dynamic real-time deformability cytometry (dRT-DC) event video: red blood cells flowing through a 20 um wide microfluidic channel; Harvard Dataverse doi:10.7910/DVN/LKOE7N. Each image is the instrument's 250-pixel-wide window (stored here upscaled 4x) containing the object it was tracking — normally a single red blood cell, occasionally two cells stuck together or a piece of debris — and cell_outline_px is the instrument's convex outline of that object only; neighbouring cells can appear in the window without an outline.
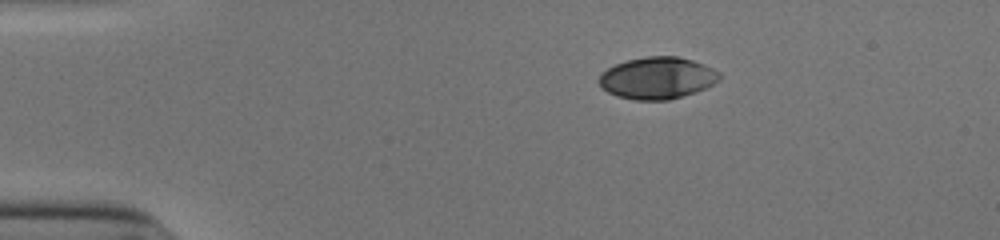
{"species": "human", "species_latin": "Homo sapiens", "temperature_condition": "cold", "stored_images_in_passage": 44, "camera_frame_rate_fps": 3000, "um_per_image_px": 0.085, "donor": {"sex": "male"}, "frame": {"image": 1, "passage_image": 1, "time_ms": 0.0, "image_size_px": [1000, 240], "cell_outline_px": [[720, 80], [696, 92], [668, 100], [636, 100], [616, 96], [600, 88], [600, 76], [608, 68], [616, 64], [628, 60], [648, 56], [676, 56], [692, 60], [704, 64], [720, 72]], "centroid_in_image_um": [55.88, 6.63], "position_along_channel_um": 29.1, "area_um2": 29.25}}
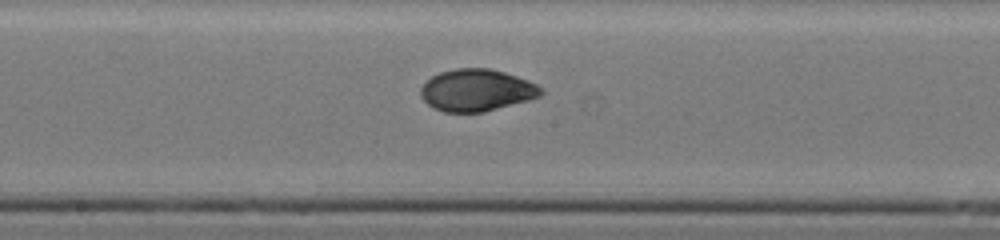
{"frame": {"image": 2, "passage_image": 20, "time_ms": 6.333, "image_size_px": [1000, 240], "cell_outline_px": [[544, 92], [540, 96], [528, 100], [484, 112], [444, 112], [432, 108], [420, 96], [420, 88], [432, 76], [440, 72], [456, 68], [488, 68], [504, 72], [528, 80], [544, 88]], "centroid_in_image_um": [40.51, 7.67], "position_along_channel_um": 207.7, "area_um2": 29.48}}
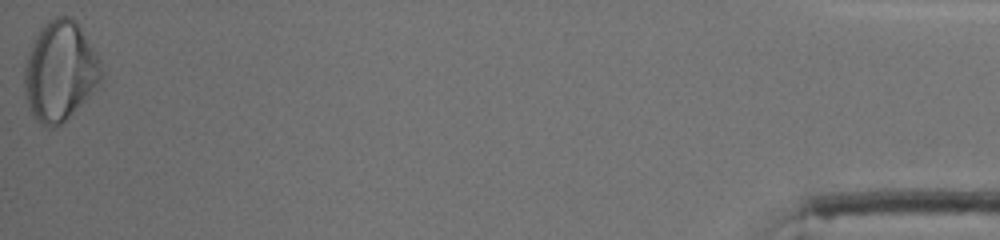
{"frame": {"image": 3, "passage_image": 44, "time_ms": 14.333, "image_size_px": [1000, 240], "cell_outline_px": [[104, 76], [100, 84], [60, 124], [52, 128], [48, 128], [36, 120], [28, 104], [24, 92], [24, 64], [28, 52], [36, 32], [48, 20], [56, 16], [72, 16], [76, 20], [104, 64]], "centroid_in_image_um": [5.12, 6.0], "position_along_channel_um": 430.1, "area_um2": 45.14}, "authors_computed_cell_mechanics": {"area_um2": 29.5647, "velocity_mm_per_s": 3.9179, "shape_relaxation_time_tau1_ms": 4.5572, "shape_relaxation_time_tau2_ms": 1.1969, "deformation_change_tau1": 0.1712, "deformation_change_tau2": 0.0444}}